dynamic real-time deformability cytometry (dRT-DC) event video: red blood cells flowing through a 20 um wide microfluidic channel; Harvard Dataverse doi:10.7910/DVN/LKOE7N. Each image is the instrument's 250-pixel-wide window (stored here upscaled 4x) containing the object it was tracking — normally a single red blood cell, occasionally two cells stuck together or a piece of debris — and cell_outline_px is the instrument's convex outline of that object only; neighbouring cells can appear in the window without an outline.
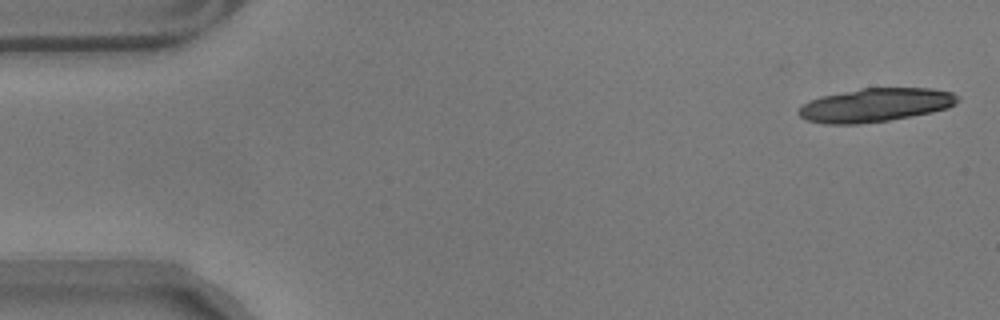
{"species": "common noctule bat (a hibernating species)", "species_latin": "Nyctalus noctula", "temperature_condition": "warm", "stored_images_in_passage": 19, "camera_frame_rate_fps": 3000, "um_per_image_px": 0.085, "animal": {"sex": "male", "body_mass_g": 17.9}, "frame": {"image": 1, "passage_image": 2, "time_ms": 0.333, "image_size_px": [1000, 320], "cell_outline_px": [[960, 100], [956, 104], [948, 108], [932, 112], [888, 120], [856, 124], [824, 124], [808, 120], [800, 116], [796, 112], [804, 104], [812, 100], [824, 96], [860, 88], [932, 88], [952, 92], [960, 96]], "centroid_in_image_um": [74.47, 8.92], "position_along_channel_um": 10.5, "area_um2": 30.98}}